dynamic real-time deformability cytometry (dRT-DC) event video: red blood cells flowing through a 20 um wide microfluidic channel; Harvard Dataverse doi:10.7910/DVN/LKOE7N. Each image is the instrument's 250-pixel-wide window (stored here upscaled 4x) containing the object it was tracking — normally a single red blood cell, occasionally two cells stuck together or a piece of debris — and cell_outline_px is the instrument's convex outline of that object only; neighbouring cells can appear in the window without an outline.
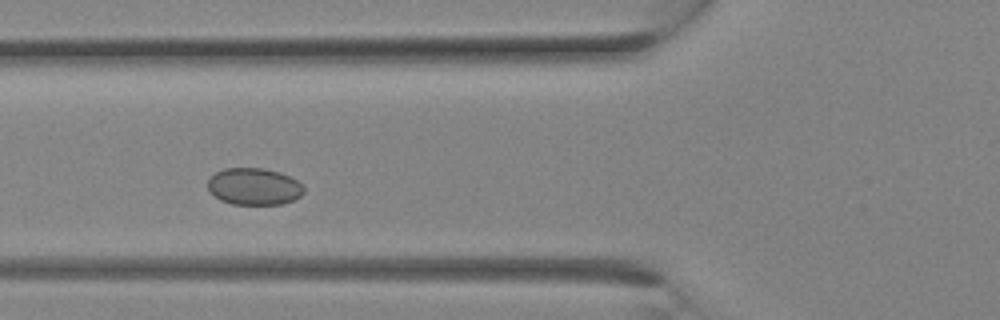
{"species": "Egyptian fruit bat (a non-hibernating species)", "species_latin": "Rousettus aegyptiacus", "temperature_condition": "room temperature", "stored_images_in_passage": 12, "camera_frame_rate_fps": 3000, "um_per_image_px": 0.085, "animal": {"sex": "female"}, "frame": {"image": 1, "passage_image": 7, "time_ms": 2.0, "image_size_px": [1000, 320], "cell_outline_px": [[304, 192], [300, 196], [292, 200], [280, 204], [232, 204], [220, 200], [208, 192], [208, 180], [216, 172], [224, 168], [264, 168], [280, 172], [304, 184]], "centroid_in_image_um": [21.58, 15.85], "position_along_channel_um": 104.2, "area_um2": 20.75}}
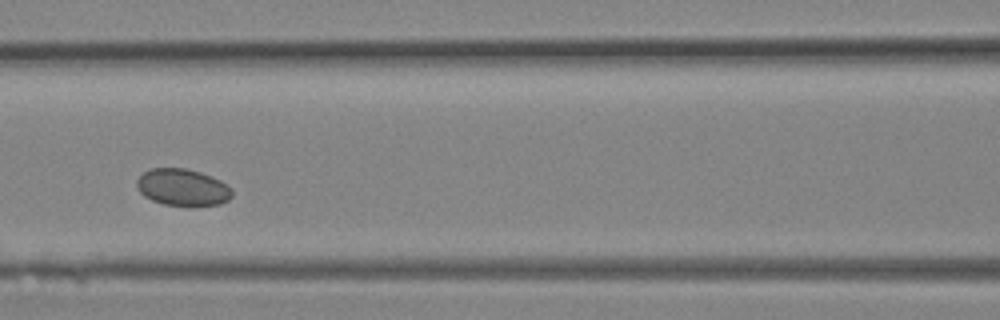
{"frame": {"image": 2, "passage_image": 9, "time_ms": 2.667, "image_size_px": [1000, 320], "cell_outline_px": [[232, 196], [228, 200], [220, 204], [164, 204], [152, 200], [144, 196], [140, 192], [136, 184], [136, 180], [144, 172], [152, 168], [188, 168], [212, 176], [220, 180], [232, 188]], "centroid_in_image_um": [15.52, 15.89], "position_along_channel_um": 151.1, "area_um2": 20.17}}
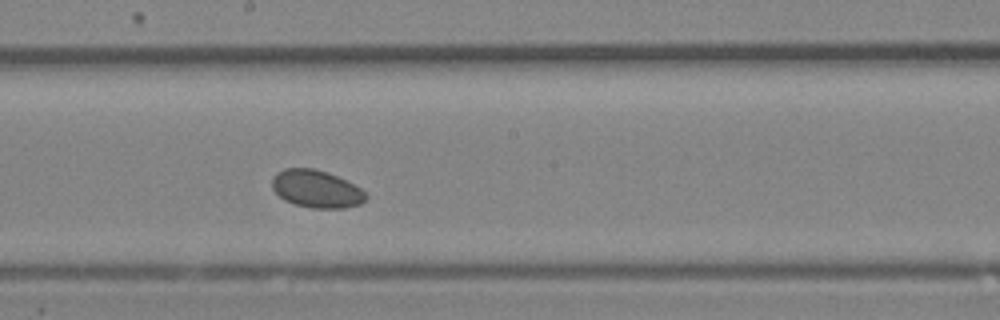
{"frame": {"image": 3, "passage_image": 12, "time_ms": 3.667, "image_size_px": [1000, 320], "cell_outline_px": [[368, 196], [360, 204], [344, 208], [312, 208], [296, 204], [284, 200], [272, 188], [272, 176], [276, 172], [284, 168], [316, 168], [328, 172], [360, 188]], "centroid_in_image_um": [26.86, 16.05], "position_along_channel_um": 221.3, "area_um2": 20.46}}